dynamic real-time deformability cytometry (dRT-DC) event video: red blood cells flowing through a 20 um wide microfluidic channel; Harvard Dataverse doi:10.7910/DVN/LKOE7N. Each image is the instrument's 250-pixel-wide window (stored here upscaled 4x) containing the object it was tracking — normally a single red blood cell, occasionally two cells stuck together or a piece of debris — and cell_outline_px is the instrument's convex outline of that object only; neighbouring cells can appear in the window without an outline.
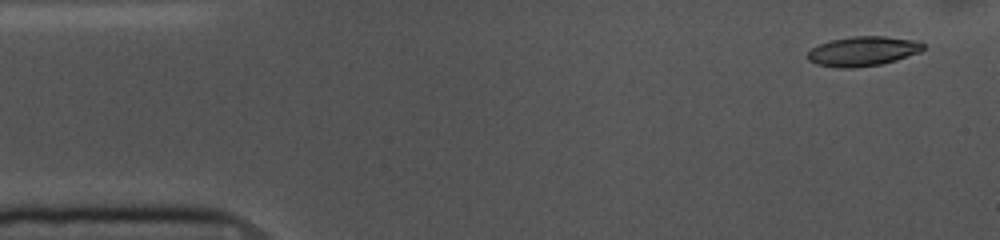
{"species": "common noctule bat (a hibernating species)", "species_latin": "Nyctalus noctula", "temperature_condition": "cold", "stored_images_in_passage": 55, "camera_frame_rate_fps": 3000, "um_per_image_px": 0.085, "animal": {"sex": "female", "body_mass_g": 10.0, "forearm_length_mm": 53.1}, "frame": {"image": 1, "passage_image": 3, "time_ms": 0.667, "image_size_px": [1000, 240], "cell_outline_px": [[924, 48], [920, 52], [896, 60], [880, 64], [852, 68], [840, 68], [816, 64], [808, 60], [808, 52], [812, 48], [828, 40], [852, 36], [884, 36], [920, 40], [924, 44]], "centroid_in_image_um": [73.36, 4.34], "position_along_channel_um": 11.6, "area_um2": 20.06}}
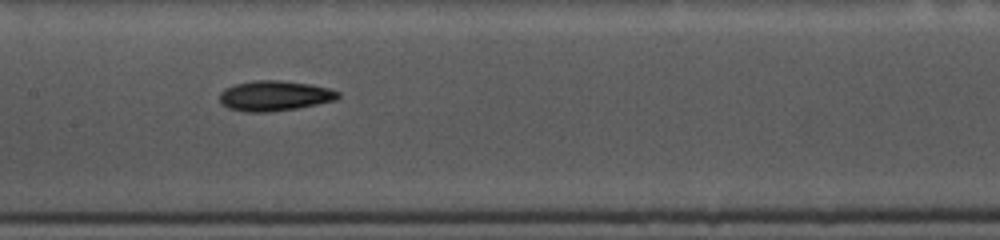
{"frame": {"image": 2, "passage_image": 25, "time_ms": 8.0, "image_size_px": [1000, 240], "cell_outline_px": [[340, 96], [336, 100], [296, 108], [268, 112], [244, 112], [228, 108], [220, 100], [220, 92], [224, 88], [236, 84], [256, 80], [280, 80], [312, 84], [328, 88], [340, 92]], "centroid_in_image_um": [23.34, 8.14], "position_along_channel_um": 184.1, "area_um2": 20.81}}
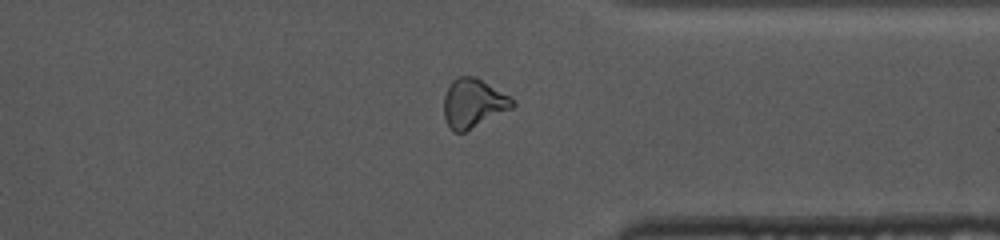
{"frame": {"image": 3, "passage_image": 41, "time_ms": 13.333, "image_size_px": [1000, 240], "cell_outline_px": [[516, 104], [512, 108], [464, 132], [452, 132], [444, 116], [444, 96], [452, 80], [456, 76], [476, 76], [516, 100]], "centroid_in_image_um": [40.23, 8.76], "position_along_channel_um": 371.2, "area_um2": 19.54}, "authors_computed_cell_mechanics": {"area_um2": 20.0566, "velocity_mm_per_s": 3.6142, "shape_relaxation_time_tau1_ms": 3.6169, "shape_relaxation_time_tau2_ms": 11.1068, "deformation_change_tau1": 0.1245, "deformation_change_tau2": 0.2106}}